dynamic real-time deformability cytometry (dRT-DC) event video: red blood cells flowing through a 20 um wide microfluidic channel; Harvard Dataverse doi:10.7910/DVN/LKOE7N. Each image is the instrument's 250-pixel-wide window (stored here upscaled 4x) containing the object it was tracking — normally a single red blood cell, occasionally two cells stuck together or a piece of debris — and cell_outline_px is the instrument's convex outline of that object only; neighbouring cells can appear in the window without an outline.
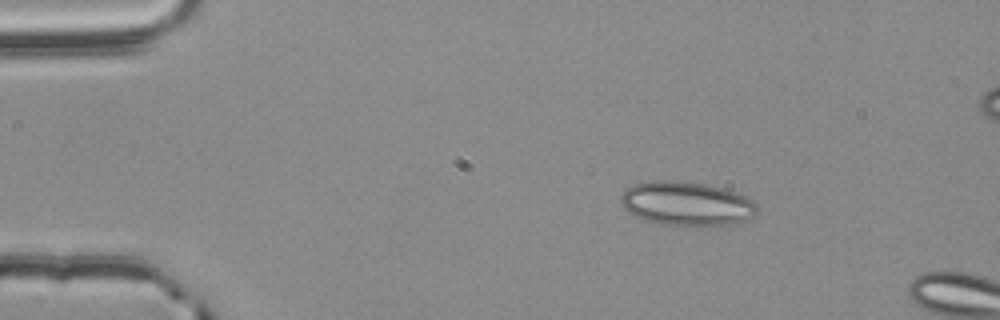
{"species": "common noctule bat (a hibernating species)", "species_latin": "Nyctalus noctula", "temperature_condition": "room temperature", "stored_images_in_passage": 5, "camera_frame_rate_fps": 3000, "um_per_image_px": 0.085, "animal": {"sex": "male", "body_mass_g": 20.4}, "frame": {"image": 1, "passage_image": 1, "time_ms": 0.0, "image_size_px": [1000, 320], "cell_outline_px": [[760, 208], [756, 216], [736, 224], [660, 224], [644, 220], [628, 212], [620, 204], [620, 196], [632, 184], [652, 180], [664, 180], [704, 184], [724, 188], [740, 192], [748, 196]], "centroid_in_image_um": [58.4, 17.29], "position_along_channel_um": 26.6, "area_um2": 35.03}}